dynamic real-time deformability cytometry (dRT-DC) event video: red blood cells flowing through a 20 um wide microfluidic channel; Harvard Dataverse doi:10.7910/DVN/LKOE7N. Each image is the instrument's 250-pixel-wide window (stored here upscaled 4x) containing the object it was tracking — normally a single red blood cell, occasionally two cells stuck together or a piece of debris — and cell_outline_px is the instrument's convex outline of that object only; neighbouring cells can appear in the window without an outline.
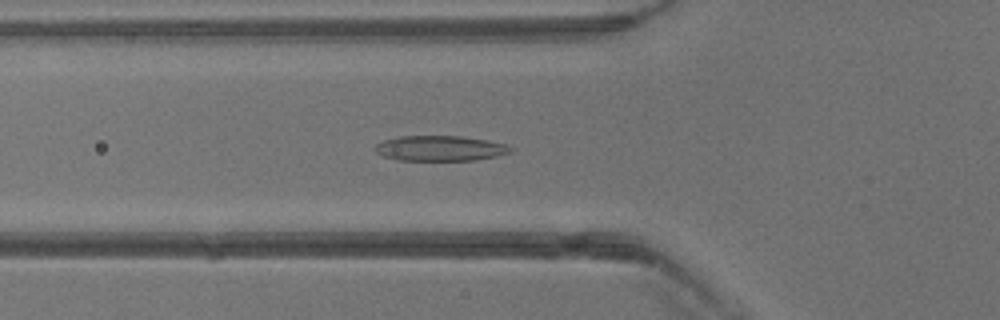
{"species": "common noctule bat (a hibernating species)", "species_latin": "Nyctalus noctula", "temperature_condition": "warm", "stored_images_in_passage": 31, "camera_frame_rate_fps": 3000, "um_per_image_px": 0.085, "animal": {"sex": "male", "body_mass_g": 13.3}, "frame": {"image": 1, "passage_image": 14, "time_ms": 4.333, "image_size_px": [1000, 320], "cell_outline_px": [[512, 152], [496, 156], [476, 160], [396, 160], [384, 156], [376, 152], [372, 148], [376, 144], [384, 140], [400, 136], [460, 136], [488, 140], [504, 144], [512, 148]], "centroid_in_image_um": [37.38, 12.6], "position_along_channel_um": 88.4, "area_um2": 19.94}}
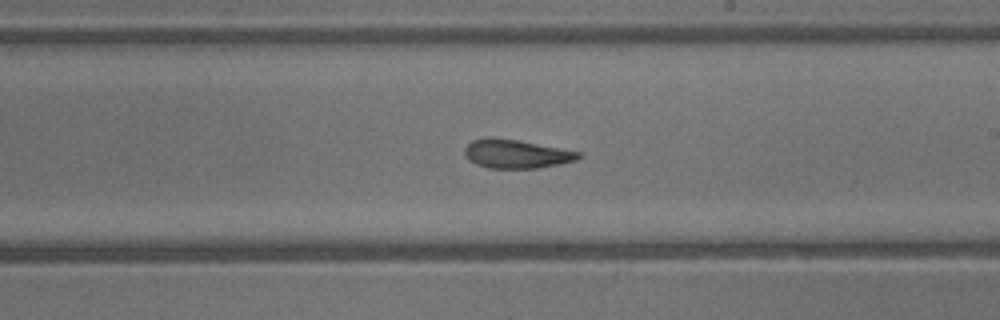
{"frame": {"image": 2, "passage_image": 23, "time_ms": 7.333, "image_size_px": [1000, 320], "cell_outline_px": [[584, 156], [576, 160], [560, 164], [540, 168], [488, 168], [476, 164], [468, 160], [464, 152], [464, 148], [472, 140], [488, 136], [516, 140], [560, 148], [580, 152]], "centroid_in_image_um": [43.87, 13.08], "position_along_channel_um": 245.1, "area_um2": 19.13}}
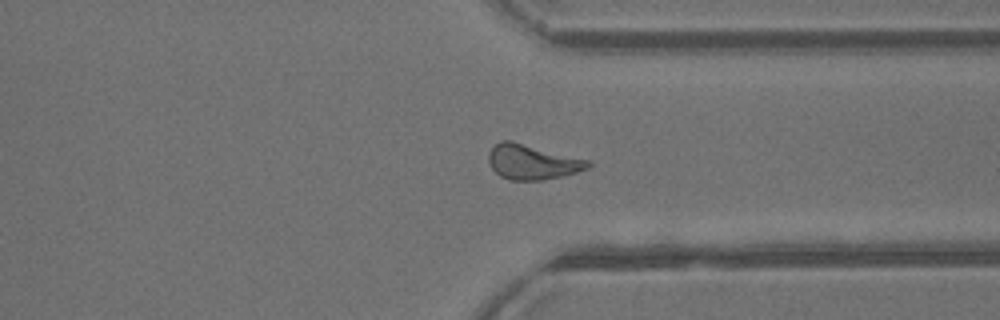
{"frame": {"image": 3, "passage_image": 30, "time_ms": 9.667, "image_size_px": [1000, 320], "cell_outline_px": [[592, 164], [588, 168], [564, 176], [544, 180], [508, 180], [500, 176], [492, 168], [488, 160], [488, 152], [500, 140], [512, 140], [592, 160]], "centroid_in_image_um": [45.28, 13.76], "position_along_channel_um": 366.1, "area_um2": 20.63}}